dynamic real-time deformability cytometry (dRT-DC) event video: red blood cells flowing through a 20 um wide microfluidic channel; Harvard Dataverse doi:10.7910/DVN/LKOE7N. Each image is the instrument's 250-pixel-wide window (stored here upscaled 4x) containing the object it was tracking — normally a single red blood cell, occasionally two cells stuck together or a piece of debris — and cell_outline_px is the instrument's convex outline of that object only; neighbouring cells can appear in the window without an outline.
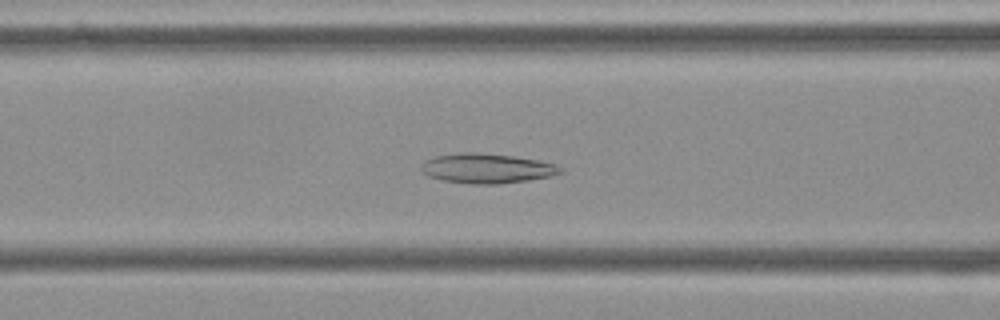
{"species": "Egyptian fruit bat (a non-hibernating species)", "species_latin": "Rousettus aegyptiacus", "temperature_condition": "cold", "stored_images_in_passage": 56, "camera_frame_rate_fps": 3000, "um_per_image_px": 0.085, "frame": {"image": 1, "passage_image": 22, "time_ms": 7.0, "image_size_px": [1000, 320], "cell_outline_px": [[564, 172], [552, 176], [528, 180], [496, 184], [472, 184], [444, 180], [428, 176], [420, 172], [420, 164], [424, 160], [436, 156], [460, 152], [476, 152], [512, 156], [536, 160], [556, 164], [564, 168]], "centroid_in_image_um": [41.37, 14.31], "position_along_channel_um": 125.2, "area_um2": 24.28}}
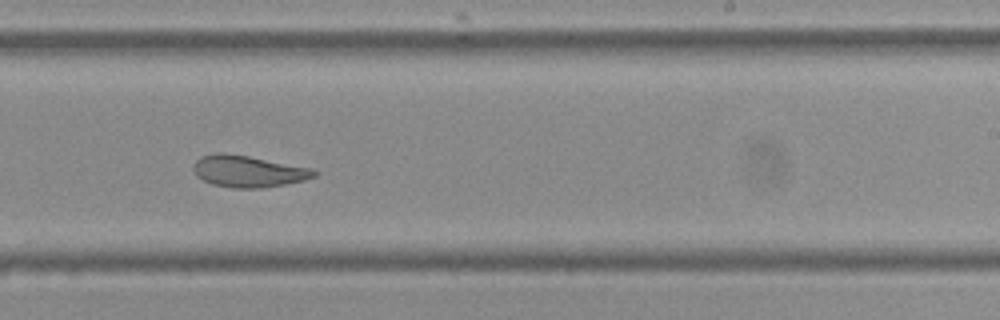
{"frame": {"image": 2, "passage_image": 34, "time_ms": 11.0, "image_size_px": [1000, 320], "cell_outline_px": [[320, 172], [316, 176], [304, 180], [284, 184], [260, 188], [232, 188], [212, 184], [196, 176], [192, 168], [196, 160], [200, 156], [216, 152], [224, 152], [248, 156], [312, 168]], "centroid_in_image_um": [21.08, 14.55], "position_along_channel_um": 267.9, "area_um2": 22.37}}
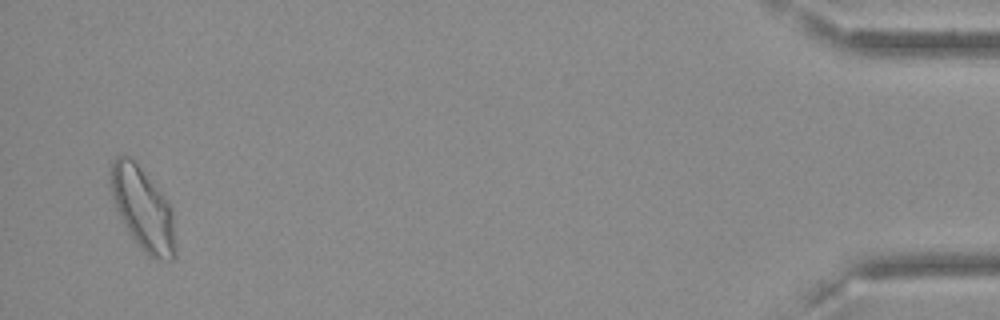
{"frame": {"image": 3, "passage_image": 54, "time_ms": 17.667, "image_size_px": [1000, 320], "cell_outline_px": [[176, 260], [156, 260], [148, 256], [140, 248], [124, 224], [112, 200], [108, 184], [108, 168], [112, 160], [116, 156], [132, 156], [136, 160], [160, 188], [168, 200], [172, 212], [176, 248]], "centroid_in_image_um": [12.12, 17.68], "position_along_channel_um": 423.1, "area_um2": 32.37}, "authors_computed_cell_mechanics": {"area_um2": 25.9233, "velocity_mm_per_s": 3.5748, "shape_relaxation_time_tau1_ms": null, "shape_relaxation_time_tau2_ms": 3.7918, "deformation_change_tau1": null, "deformation_change_tau2": 0.1084}}